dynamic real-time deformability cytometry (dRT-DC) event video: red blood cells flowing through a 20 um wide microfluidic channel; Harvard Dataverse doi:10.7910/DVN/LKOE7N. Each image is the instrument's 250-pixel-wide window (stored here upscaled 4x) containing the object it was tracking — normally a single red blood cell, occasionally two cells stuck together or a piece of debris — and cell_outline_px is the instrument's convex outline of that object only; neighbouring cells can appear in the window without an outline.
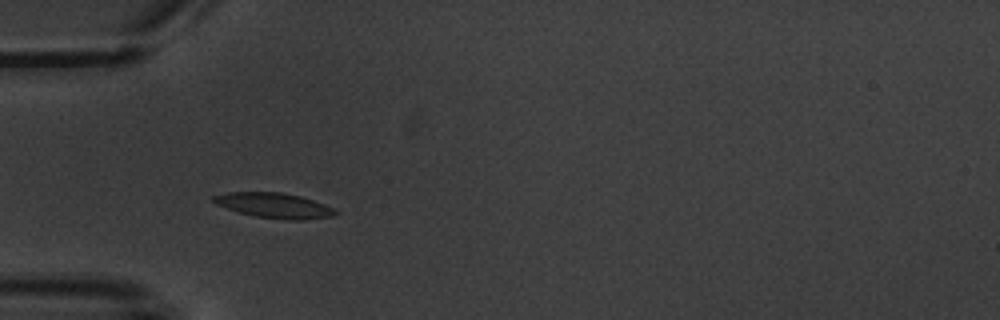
{"species": "common noctule bat (a hibernating species)", "species_latin": "Nyctalus noctula", "temperature_condition": "warm", "stored_images_in_passage": 6, "camera_frame_rate_fps": 3000, "um_per_image_px": 0.085, "animal": {"sex": "male", "body_mass_g": 20.1, "forearm_length_mm": 53.5}, "frame": {"image": 1, "passage_image": 4, "time_ms": 3.667, "image_size_px": [1000, 320], "cell_outline_px": [[340, 212], [332, 216], [304, 220], [284, 220], [252, 216], [216, 204], [212, 200], [212, 196], [228, 192], [280, 192], [300, 196], [324, 204]], "centroid_in_image_um": [23.31, 17.47], "position_along_channel_um": 61.7, "area_um2": 17.8}}
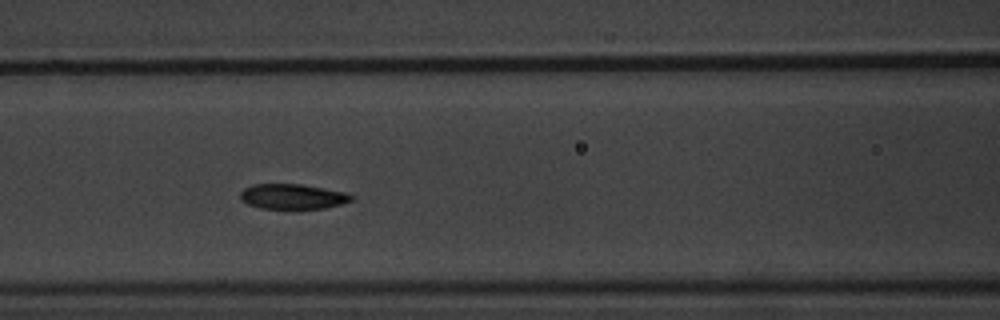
{"frame": {"image": 2, "passage_image": 6, "time_ms": 6.0, "image_size_px": [1000, 320], "cell_outline_px": [[352, 200], [340, 204], [324, 208], [260, 208], [248, 204], [240, 200], [240, 192], [244, 188], [252, 184], [300, 184], [324, 188], [344, 192], [352, 196]], "centroid_in_image_um": [24.81, 16.69], "position_along_channel_um": 141.8, "area_um2": 16.07}}